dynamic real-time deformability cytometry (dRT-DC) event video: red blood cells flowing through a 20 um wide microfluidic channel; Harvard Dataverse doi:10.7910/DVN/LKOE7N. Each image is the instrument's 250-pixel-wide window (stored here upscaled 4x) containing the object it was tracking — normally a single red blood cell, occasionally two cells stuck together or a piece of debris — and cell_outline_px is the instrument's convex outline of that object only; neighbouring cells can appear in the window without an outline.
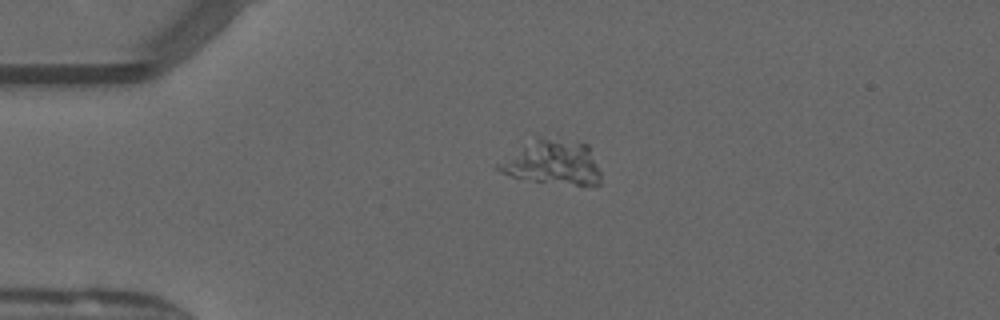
{"species": "common noctule bat (a hibernating species)", "species_latin": "Nyctalus noctula", "temperature_condition": "warm", "stored_images_in_passage": 35, "camera_frame_rate_fps": 3000, "um_per_image_px": 0.085, "animal": {"sex": "male", "forearm_length_mm": 52.5}, "frame": {"image": 1, "passage_image": 1, "time_ms": 0.0, "image_size_px": [1000, 320], "cell_outline_px": [[600, 184], [576, 184], [536, 180], [512, 176], [500, 172], [496, 168], [496, 164], [536, 136], [556, 132], [588, 144], [600, 172]], "centroid_in_image_um": [46.99, 13.68], "position_along_channel_um": 38.0, "area_um2": 27.05}}
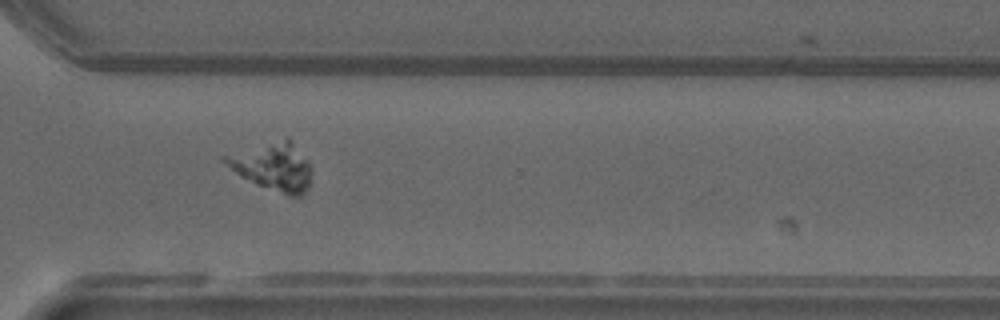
{"frame": {"image": 2, "passage_image": 27, "time_ms": 8.667, "image_size_px": [1000, 320], "cell_outline_px": [[312, 168], [308, 188], [300, 196], [288, 196], [256, 184], [240, 176], [220, 160], [220, 156], [284, 140], [292, 140], [308, 160]], "centroid_in_image_um": [23.22, 14.21], "position_along_channel_um": 347.4, "area_um2": 23.64}}
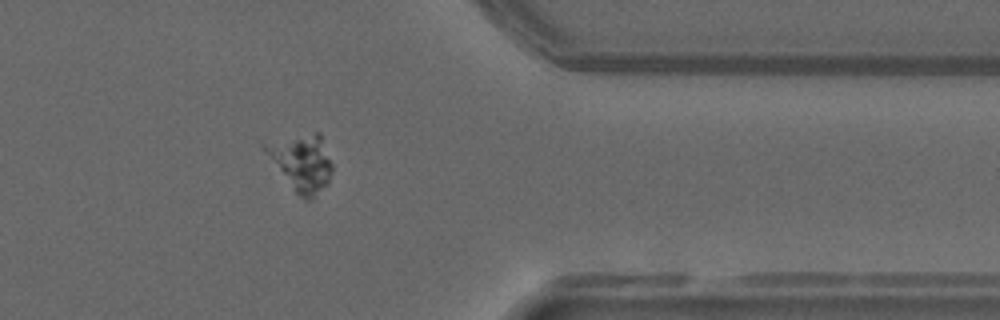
{"frame": {"image": 3, "passage_image": 31, "time_ms": 10.0, "image_size_px": [1000, 320], "cell_outline_px": [[332, 172], [328, 184], [312, 200], [304, 200], [296, 192], [260, 148], [260, 144], [316, 132], [320, 132], [332, 164]], "centroid_in_image_um": [25.65, 13.84], "position_along_channel_um": 385.8, "area_um2": 21.96}}